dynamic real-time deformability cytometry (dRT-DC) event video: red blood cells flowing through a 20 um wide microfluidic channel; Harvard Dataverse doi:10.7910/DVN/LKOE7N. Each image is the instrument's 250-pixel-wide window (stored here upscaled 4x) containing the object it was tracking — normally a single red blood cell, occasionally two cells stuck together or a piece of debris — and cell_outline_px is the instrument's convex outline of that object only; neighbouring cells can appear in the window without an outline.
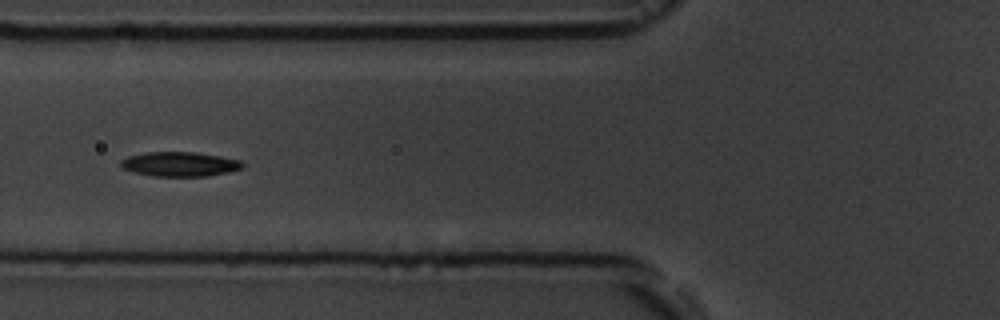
{"species": "common noctule bat (a hibernating species)", "species_latin": "Nyctalus noctula", "temperature_condition": "room temperature", "stored_images_in_passage": 14, "camera_frame_rate_fps": 3000, "um_per_image_px": 0.085, "animal": {"sex": "male", "body_mass_g": 19.5, "forearm_length_mm": 54.6}, "frame": {"image": 1, "passage_image": 5, "time_ms": 5.667, "image_size_px": [1000, 320], "cell_outline_px": [[244, 168], [228, 172], [208, 176], [152, 176], [132, 172], [124, 168], [120, 164], [120, 160], [128, 156], [144, 152], [196, 152], [220, 156], [240, 160], [244, 164]], "centroid_in_image_um": [15.28, 13.95], "position_along_channel_um": 110.5, "area_um2": 17.51}}
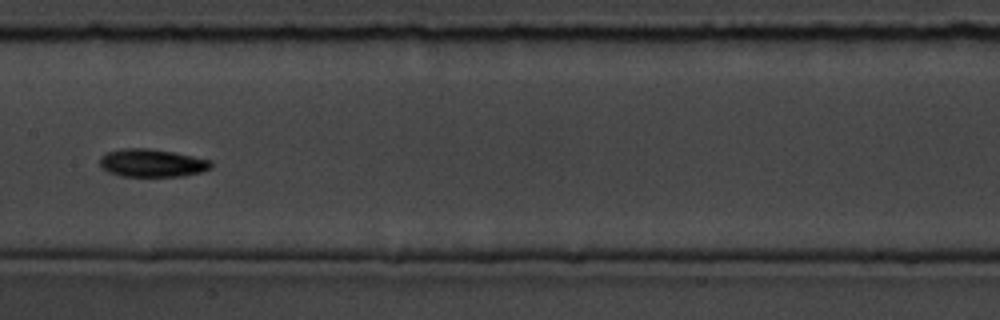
{"frame": {"image": 2, "passage_image": 7, "time_ms": 8.0, "image_size_px": [1000, 320], "cell_outline_px": [[212, 168], [200, 172], [184, 176], [120, 176], [108, 172], [100, 168], [100, 156], [108, 152], [124, 148], [148, 148], [172, 152], [212, 160]], "centroid_in_image_um": [12.91, 13.86], "position_along_channel_um": 194.5, "area_um2": 18.15}}
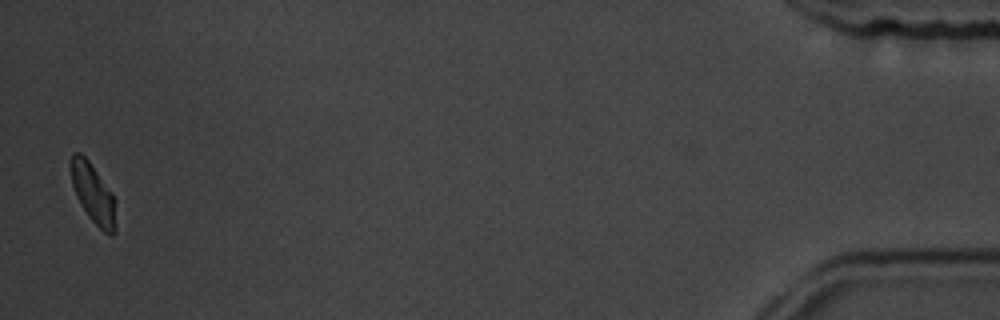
{"frame": {"image": 3, "passage_image": 14, "time_ms": 17.0, "image_size_px": [1000, 320], "cell_outline_px": [[116, 228], [112, 236], [104, 232], [88, 216], [76, 196], [72, 184], [68, 164], [72, 152], [80, 152], [88, 160], [112, 192], [116, 200]], "centroid_in_image_um": [7.91, 16.42], "position_along_channel_um": 427.3, "area_um2": 15.95}, "authors_computed_cell_mechanics": {"area_um2": 16.6753, "velocity_mm_per_s": 3.5987, "shape_relaxation_time_tau1_ms": 4.4036, "shape_relaxation_time_tau2_ms": 9.339, "deformation_change_tau1": 0.1033, "deformation_change_tau2": 0.1306}}